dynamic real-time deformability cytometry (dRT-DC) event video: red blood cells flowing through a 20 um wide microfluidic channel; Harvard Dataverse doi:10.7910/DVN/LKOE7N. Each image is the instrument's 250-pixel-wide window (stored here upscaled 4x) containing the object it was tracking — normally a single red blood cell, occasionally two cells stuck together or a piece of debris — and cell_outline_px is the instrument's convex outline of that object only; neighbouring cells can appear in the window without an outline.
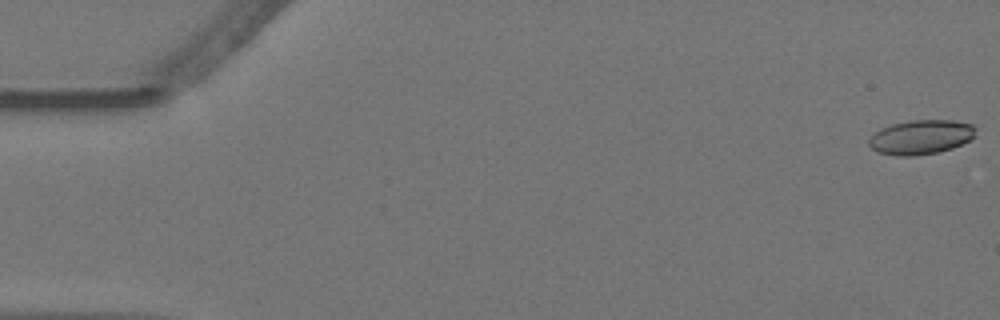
{"species": "Egyptian fruit bat (a non-hibernating species)", "species_latin": "Rousettus aegyptiacus", "temperature_condition": "warm", "stored_images_in_passage": 58, "camera_frame_rate_fps": 3000, "um_per_image_px": 0.085, "animal": {"sex": "female"}, "frame": {"image": 1, "passage_image": 1, "time_ms": 0.0, "image_size_px": [1000, 320], "cell_outline_px": [[976, 136], [972, 140], [952, 148], [936, 152], [912, 156], [896, 156], [876, 152], [868, 144], [868, 140], [880, 128], [892, 124], [908, 120], [952, 120], [972, 124], [976, 128]], "centroid_in_image_um": [78.3, 11.65], "position_along_channel_um": 6.7, "area_um2": 21.62}}
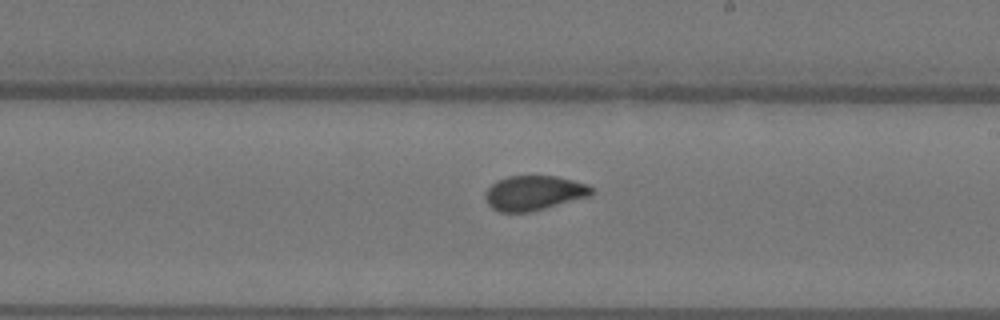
{"frame": {"image": 2, "passage_image": 33, "time_ms": 10.667, "image_size_px": [1000, 320], "cell_outline_px": [[592, 192], [588, 196], [544, 208], [528, 212], [500, 212], [492, 208], [488, 204], [484, 196], [488, 188], [496, 180], [508, 176], [556, 176], [588, 184], [592, 188]], "centroid_in_image_um": [45.34, 16.39], "position_along_channel_um": 243.7, "area_um2": 21.21}}
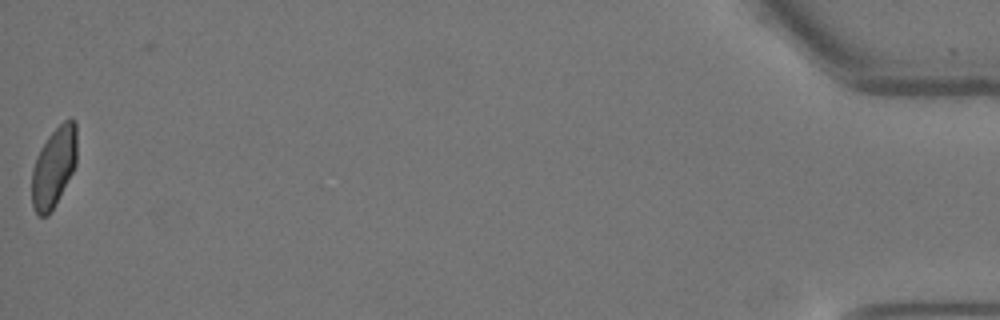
{"frame": {"image": 3, "passage_image": 57, "time_ms": 18.667, "image_size_px": [1000, 320], "cell_outline_px": [[76, 164], [72, 172], [48, 216], [40, 216], [36, 212], [32, 204], [32, 168], [36, 156], [40, 148], [48, 136], [64, 120], [72, 116], [76, 120]], "centroid_in_image_um": [4.57, 14.14], "position_along_channel_um": 430.6, "area_um2": 20.87}, "authors_computed_cell_mechanics": {"area_um2": 21.675, "velocity_mm_per_s": 3.5746, "shape_relaxation_time_tau1_ms": null, "shape_relaxation_time_tau2_ms": 0.8721, "deformation_change_tau1": null, "deformation_change_tau2": 0.0577}}